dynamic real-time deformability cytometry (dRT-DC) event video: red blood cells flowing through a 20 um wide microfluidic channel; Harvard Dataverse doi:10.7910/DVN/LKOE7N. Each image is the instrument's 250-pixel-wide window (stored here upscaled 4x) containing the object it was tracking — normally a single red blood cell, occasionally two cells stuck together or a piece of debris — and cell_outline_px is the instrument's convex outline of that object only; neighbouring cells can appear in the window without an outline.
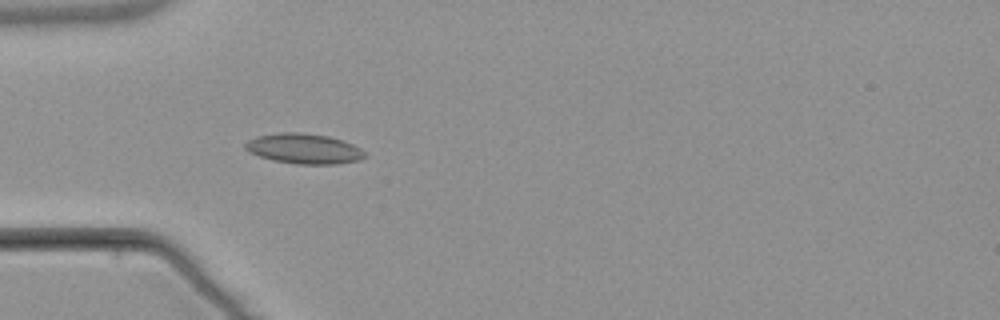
{"species": "common noctule bat (a hibernating species)", "species_latin": "Nyctalus noctula", "temperature_condition": "warm", "stored_images_in_passage": 5, "camera_frame_rate_fps": 3000, "um_per_image_px": 0.085, "animal": {"sex": "male", "body_mass_g": 21.5, "forearm_length_mm": 52.0}, "frame": {"image": 1, "passage_image": 5, "time_ms": 5.0, "image_size_px": [1000, 320], "cell_outline_px": [[368, 156], [360, 160], [336, 164], [296, 164], [272, 160], [248, 152], [244, 148], [244, 144], [248, 140], [256, 136], [280, 132], [300, 132], [328, 136], [344, 140], [360, 148]], "centroid_in_image_um": [25.83, 12.63], "position_along_channel_um": 59.2, "area_um2": 21.21}}